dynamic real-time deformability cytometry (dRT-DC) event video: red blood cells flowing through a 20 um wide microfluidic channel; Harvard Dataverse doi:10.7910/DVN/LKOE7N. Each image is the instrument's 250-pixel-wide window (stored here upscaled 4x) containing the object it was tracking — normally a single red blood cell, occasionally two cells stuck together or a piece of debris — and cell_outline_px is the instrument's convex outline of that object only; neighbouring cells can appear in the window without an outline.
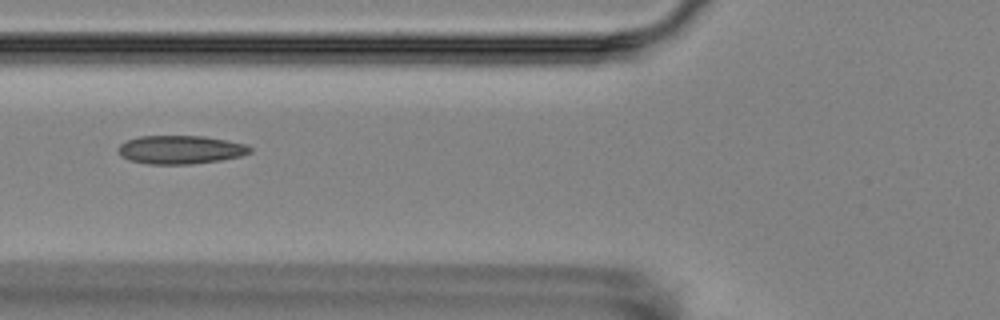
{"species": "Egyptian fruit bat (a non-hibernating species)", "species_latin": "Rousettus aegyptiacus", "temperature_condition": "room temperature", "stored_images_in_passage": 14, "camera_frame_rate_fps": 3000, "um_per_image_px": 0.085, "animal": {"sex": "female"}, "frame": {"image": 1, "passage_image": 4, "time_ms": 3.667, "image_size_px": [1000, 320], "cell_outline_px": [[252, 152], [240, 156], [220, 160], [192, 164], [148, 164], [128, 160], [120, 156], [116, 148], [120, 144], [128, 140], [140, 136], [204, 136], [244, 144], [252, 148]], "centroid_in_image_um": [15.29, 12.73], "position_along_channel_um": 110.5, "area_um2": 21.85}}
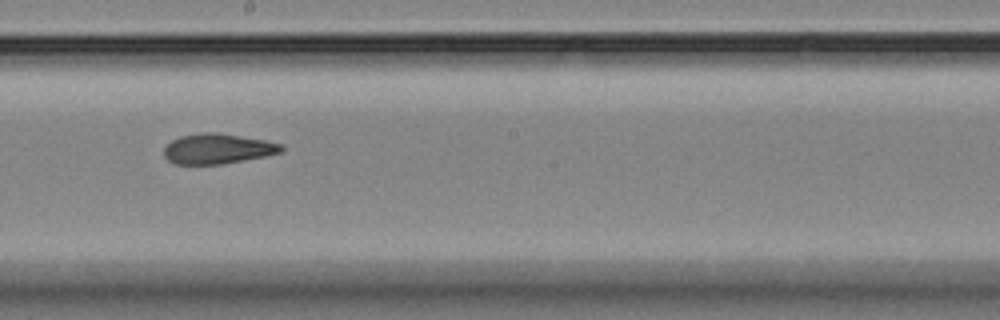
{"frame": {"image": 2, "passage_image": 7, "time_ms": 7.0, "image_size_px": [1000, 320], "cell_outline_px": [[284, 148], [280, 152], [264, 156], [220, 164], [172, 164], [164, 156], [164, 148], [172, 140], [180, 136], [200, 132], [216, 132], [264, 140], [284, 144]], "centroid_in_image_um": [18.47, 12.64], "position_along_channel_um": 229.7, "area_um2": 20.52}}
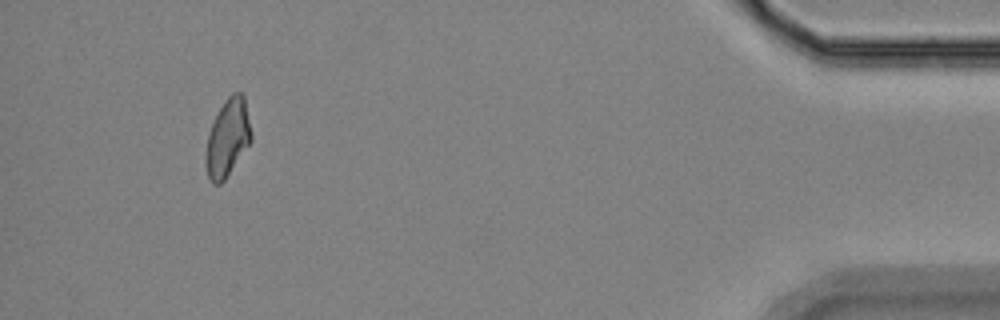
{"frame": {"image": 3, "passage_image": 13, "time_ms": 14.0, "image_size_px": [1000, 320], "cell_outline_px": [[252, 140], [224, 180], [220, 184], [212, 184], [208, 176], [204, 160], [204, 156], [208, 132], [224, 100], [232, 92], [244, 92], [252, 136]], "centroid_in_image_um": [19.34, 11.7], "position_along_channel_um": 415.9, "area_um2": 20.63}, "authors_computed_cell_mechanics": {"area_um2": 21.097, "velocity_mm_per_s": 3.5811, "shape_relaxation_time_tau1_ms": null, "shape_relaxation_time_tau2_ms": 2.7739, "deformation_change_tau1": null, "deformation_change_tau2": 0.0728}}